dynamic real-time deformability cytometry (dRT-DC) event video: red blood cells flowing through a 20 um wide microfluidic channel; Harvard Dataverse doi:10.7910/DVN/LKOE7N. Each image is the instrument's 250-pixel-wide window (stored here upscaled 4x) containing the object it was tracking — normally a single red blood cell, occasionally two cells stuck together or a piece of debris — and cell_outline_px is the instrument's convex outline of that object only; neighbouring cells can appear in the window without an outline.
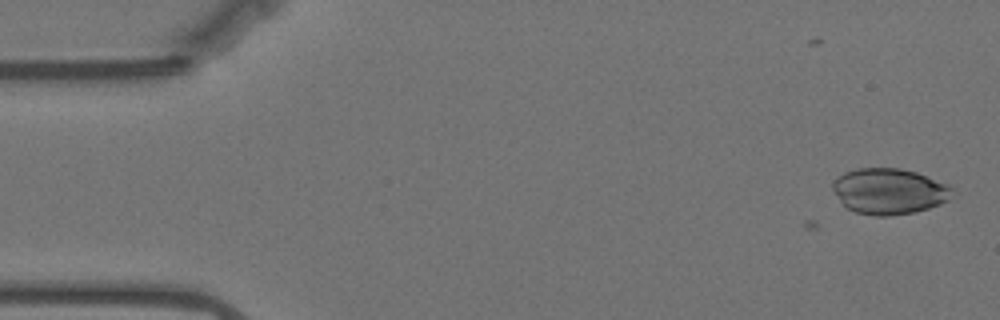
{"species": "Egyptian fruit bat (a non-hibernating species)", "species_latin": "Rousettus aegyptiacus", "temperature_condition": "warm", "stored_images_in_passage": 7, "camera_frame_rate_fps": 3000, "um_per_image_px": 0.085, "animal": {"sex": "female"}, "frame": {"image": 1, "passage_image": 7, "time_ms": 2.0, "image_size_px": [1000, 320], "cell_outline_px": [[952, 188], [948, 200], [940, 204], [928, 208], [912, 212], [888, 216], [872, 216], [856, 212], [848, 208], [840, 200], [832, 188], [832, 184], [844, 172], [856, 168], [900, 168], [916, 172], [948, 184]], "centroid_in_image_um": [75.57, 16.25], "position_along_channel_um": 9.4, "area_um2": 31.62}}